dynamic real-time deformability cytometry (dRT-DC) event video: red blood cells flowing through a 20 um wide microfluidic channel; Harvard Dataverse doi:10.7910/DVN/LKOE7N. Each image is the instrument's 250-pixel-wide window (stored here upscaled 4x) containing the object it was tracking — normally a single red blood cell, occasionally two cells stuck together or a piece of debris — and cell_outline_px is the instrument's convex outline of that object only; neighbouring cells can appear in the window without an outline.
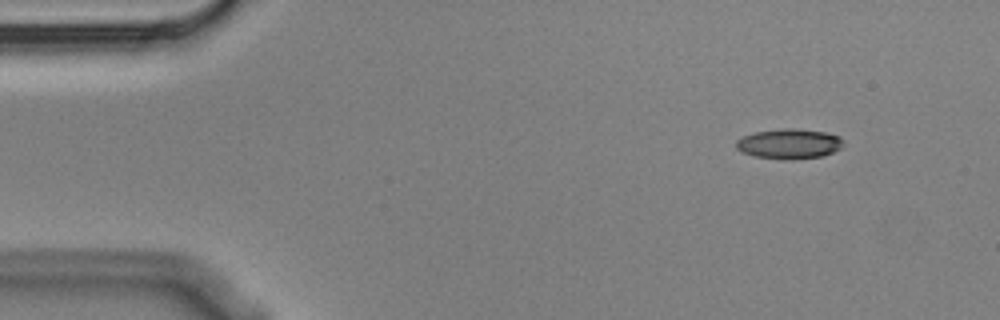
{"species": "Egyptian fruit bat (a non-hibernating species)", "species_latin": "Rousettus aegyptiacus", "temperature_condition": "cold", "stored_images_in_passage": 4, "camera_frame_rate_fps": 3000, "um_per_image_px": 0.085, "animal": {"sex": "male"}, "frame": {"image": 1, "passage_image": 1, "time_ms": 0.0, "image_size_px": [1000, 320], "cell_outline_px": [[844, 144], [840, 148], [832, 152], [820, 156], [756, 156], [744, 152], [736, 148], [736, 140], [744, 136], [756, 132], [784, 128], [792, 128], [824, 132], [840, 136], [844, 140]], "centroid_in_image_um": [67.11, 12.15], "position_along_channel_um": 17.9, "area_um2": 17.57}}
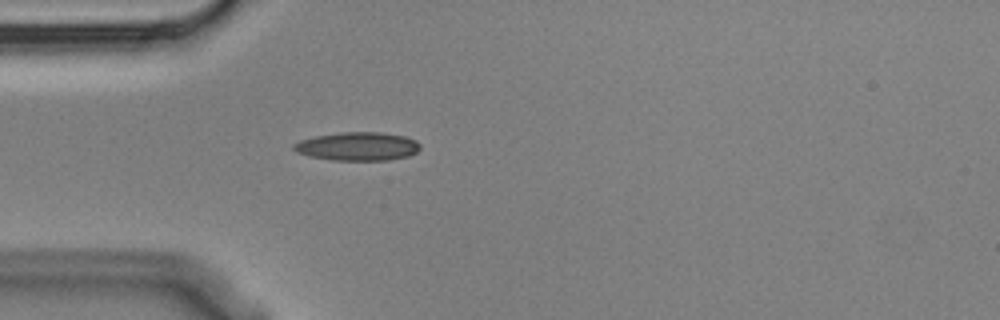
{"frame": {"image": 2, "passage_image": 4, "time_ms": 1.0, "image_size_px": [1000, 320], "cell_outline_px": [[420, 148], [416, 152], [408, 156], [388, 160], [332, 160], [312, 156], [296, 152], [292, 148], [292, 144], [300, 140], [316, 136], [340, 132], [380, 132], [404, 136], [416, 140], [420, 144]], "centroid_in_image_um": [30.4, 12.43], "position_along_channel_um": 54.6, "area_um2": 20.92}}